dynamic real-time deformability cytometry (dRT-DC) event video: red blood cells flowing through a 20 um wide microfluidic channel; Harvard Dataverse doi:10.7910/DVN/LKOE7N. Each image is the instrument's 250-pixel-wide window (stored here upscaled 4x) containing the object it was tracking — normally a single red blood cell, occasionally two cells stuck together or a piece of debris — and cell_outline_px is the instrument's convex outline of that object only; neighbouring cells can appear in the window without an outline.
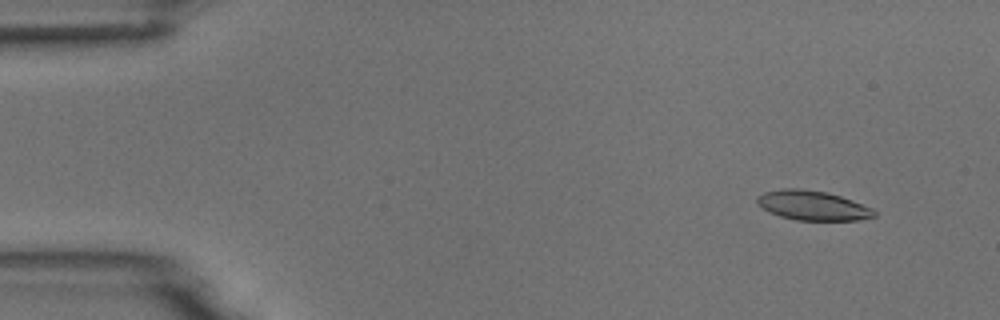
{"species": "common noctule bat (a hibernating species)", "species_latin": "Nyctalus noctula", "temperature_condition": "room temperature", "stored_images_in_passage": 55, "camera_frame_rate_fps": 3000, "um_per_image_px": 0.085, "animal": {"sex": "male", "body_mass_g": 18.8}, "frame": {"image": 1, "passage_image": 5, "time_ms": 1.333, "image_size_px": [1000, 320], "cell_outline_px": [[876, 216], [860, 220], [796, 220], [780, 216], [768, 212], [756, 204], [756, 196], [764, 192], [784, 188], [800, 188], [828, 192], [852, 200], [872, 208], [876, 212]], "centroid_in_image_um": [69.04, 17.46], "position_along_channel_um": 16.0, "area_um2": 20.35}}
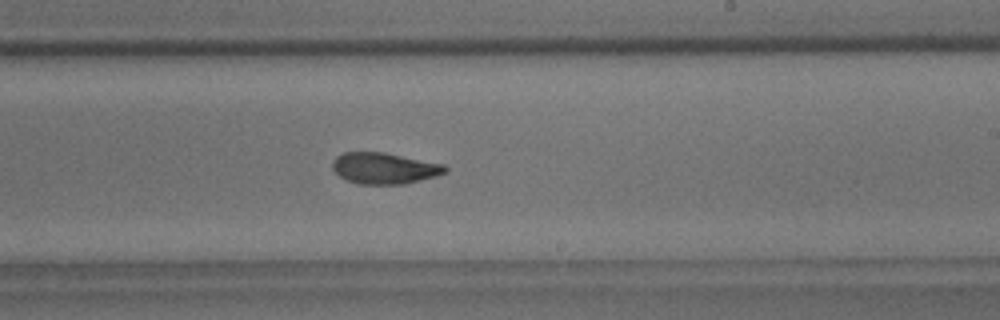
{"frame": {"image": 2, "passage_image": 33, "time_ms": 10.667, "image_size_px": [1000, 320], "cell_outline_px": [[448, 172], [436, 176], [404, 184], [356, 184], [340, 176], [332, 168], [332, 160], [336, 156], [344, 152], [384, 152], [444, 164], [448, 168]], "centroid_in_image_um": [32.67, 14.3], "position_along_channel_um": 256.3, "area_um2": 20.58}}
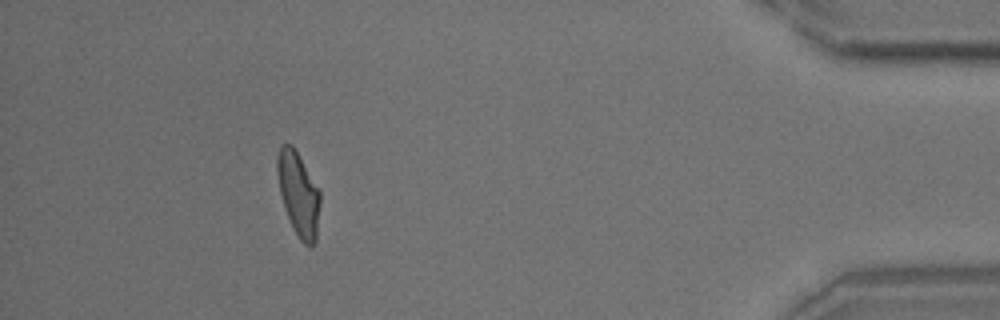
{"frame": {"image": 3, "passage_image": 50, "time_ms": 16.333, "image_size_px": [1000, 320], "cell_outline_px": [[320, 204], [316, 240], [312, 248], [308, 248], [300, 240], [284, 208], [280, 192], [276, 172], [276, 156], [280, 144], [292, 144], [320, 192]], "centroid_in_image_um": [25.35, 16.49], "position_along_channel_um": 409.8, "area_um2": 20.87}, "authors_computed_cell_mechanics": {"area_um2": 20.7502, "velocity_mm_per_s": 3.6927, "shape_relaxation_time_tau1_ms": 7.729, "shape_relaxation_time_tau2_ms": 1.8224, "deformation_change_tau1": 0.2132, "deformation_change_tau2": 0.0834}}